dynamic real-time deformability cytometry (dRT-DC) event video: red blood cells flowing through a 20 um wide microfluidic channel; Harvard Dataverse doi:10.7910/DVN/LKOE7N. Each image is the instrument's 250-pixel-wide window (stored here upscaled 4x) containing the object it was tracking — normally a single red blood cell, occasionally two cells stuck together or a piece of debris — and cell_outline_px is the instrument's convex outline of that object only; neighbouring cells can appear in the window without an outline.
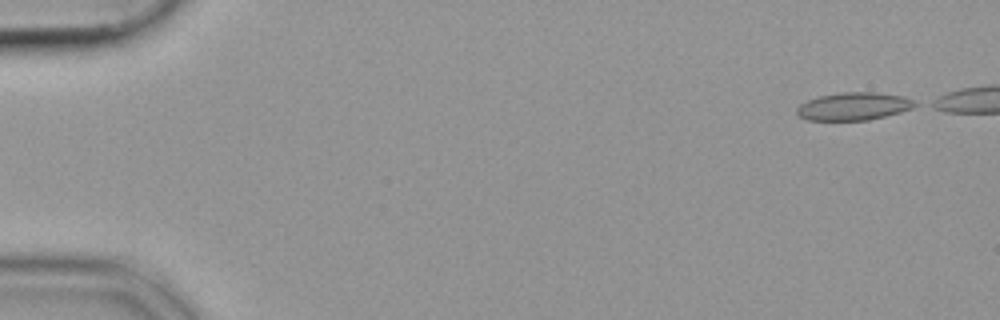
{"species": "common noctule bat (a hibernating species)", "species_latin": "Nyctalus noctula", "temperature_condition": "cold", "stored_images_in_passage": 45, "segment_of_instrument_passage": [1, 2], "camera_frame_rate_fps": 3000, "um_per_image_px": 0.085, "animal": {"sex": "female", "body_mass_g": 19.9}, "frame": {"image": 1, "passage_image": 1, "time_ms": 0.0, "image_size_px": [1000, 320], "cell_outline_px": [[920, 104], [912, 108], [900, 112], [868, 120], [808, 120], [800, 116], [796, 112], [796, 108], [800, 104], [808, 100], [820, 96], [844, 92], [872, 92], [904, 96]], "centroid_in_image_um": [72.57, 9.04], "position_along_channel_um": 12.4, "area_um2": 18.96}}
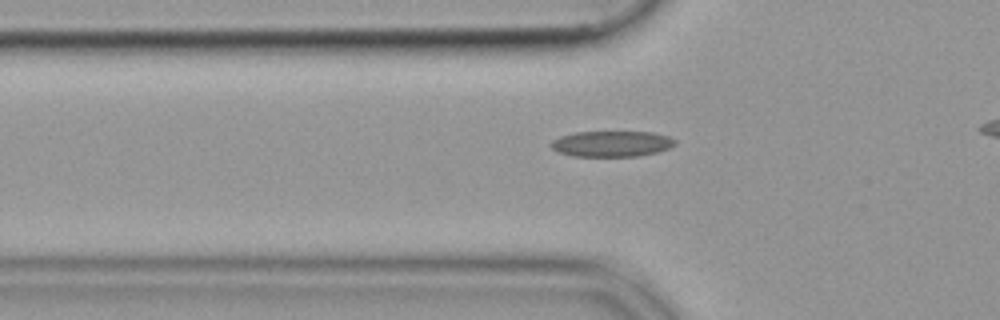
{"frame": {"image": 2, "passage_image": 16, "time_ms": 5.0, "image_size_px": [1000, 320], "cell_outline_px": [[676, 144], [668, 148], [656, 152], [636, 156], [572, 156], [560, 152], [552, 148], [548, 144], [552, 140], [560, 136], [576, 132], [652, 132], [668, 136], [676, 140]], "centroid_in_image_um": [51.97, 12.21], "position_along_channel_um": 73.8, "area_um2": 18.55}}
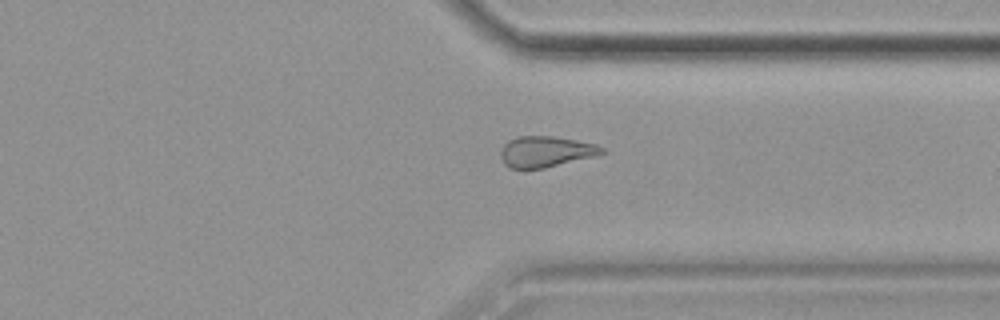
{"frame": {"image": 3, "passage_image": 39, "time_ms": 12.667, "image_size_px": [1000, 320], "cell_outline_px": [[608, 152], [596, 156], [544, 168], [508, 168], [504, 164], [500, 156], [500, 152], [504, 144], [508, 140], [516, 136], [552, 136], [576, 140], [596, 144], [604, 148]], "centroid_in_image_um": [46.4, 12.88], "position_along_channel_um": 365.0, "area_um2": 18.38}}